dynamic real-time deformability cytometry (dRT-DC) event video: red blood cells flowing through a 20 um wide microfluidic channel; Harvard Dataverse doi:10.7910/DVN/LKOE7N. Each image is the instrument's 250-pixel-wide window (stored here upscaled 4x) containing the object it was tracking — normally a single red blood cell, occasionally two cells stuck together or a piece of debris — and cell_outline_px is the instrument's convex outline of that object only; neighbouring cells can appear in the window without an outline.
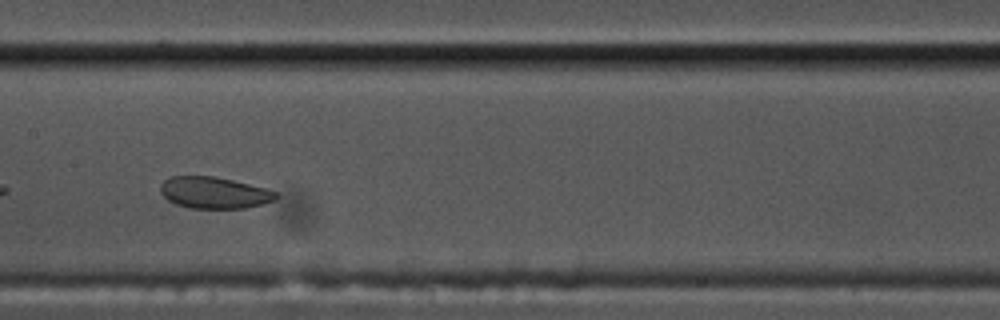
{"species": "common noctule bat (a hibernating species)", "species_latin": "Nyctalus noctula", "temperature_condition": "cold", "stored_images_in_passage": 42, "camera_frame_rate_fps": 3000, "um_per_image_px": 0.085, "animal": {"sex": "male", "body_mass_g": 17.5, "forearm_length_mm": 52.3}, "frame": {"image": 1, "passage_image": 13, "time_ms": 4.0, "image_size_px": [1000, 320], "cell_outline_px": [[280, 196], [276, 200], [244, 208], [188, 208], [176, 204], [168, 200], [160, 192], [160, 184], [164, 180], [172, 176], [216, 176], [264, 188], [276, 192]], "centroid_in_image_um": [18.18, 16.38], "position_along_channel_um": 189.2, "area_um2": 21.21}, "authors_computed_cell_mechanics": {"area_um2": 24.1893, "velocity_mm_per_s": 3.4256, "shape_relaxation_time_tau1_ms": null, "shape_relaxation_time_tau2_ms": 1.1968, "deformation_change_tau1": null, "deformation_change_tau2": 0.0586}}